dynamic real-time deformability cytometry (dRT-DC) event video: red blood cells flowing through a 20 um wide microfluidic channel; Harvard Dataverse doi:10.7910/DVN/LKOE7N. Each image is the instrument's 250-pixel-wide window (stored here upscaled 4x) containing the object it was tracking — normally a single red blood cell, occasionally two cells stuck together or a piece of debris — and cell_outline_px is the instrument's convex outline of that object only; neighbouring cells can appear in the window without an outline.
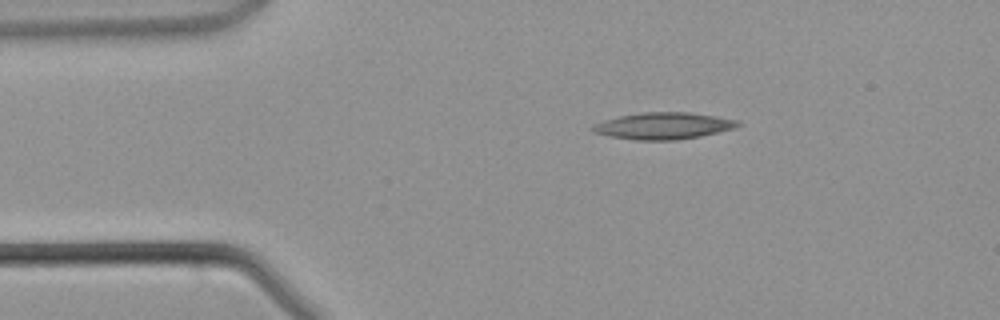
{"species": "common noctule bat (a hibernating species)", "species_latin": "Nyctalus noctula", "temperature_condition": "warm", "stored_images_in_passage": 37, "camera_frame_rate_fps": 3000, "um_per_image_px": 0.085, "animal": {"sex": "male", "body_mass_g": 21.5, "forearm_length_mm": 52.0}, "frame": {"image": 1, "passage_image": 1, "time_ms": 0.0, "image_size_px": [1000, 320], "cell_outline_px": [[740, 124], [736, 128], [700, 136], [676, 140], [636, 140], [608, 136], [592, 132], [592, 124], [604, 120], [620, 116], [644, 112], [688, 112], [716, 116], [740, 120]], "centroid_in_image_um": [56.39, 10.7], "position_along_channel_um": 28.6, "area_um2": 22.66}}
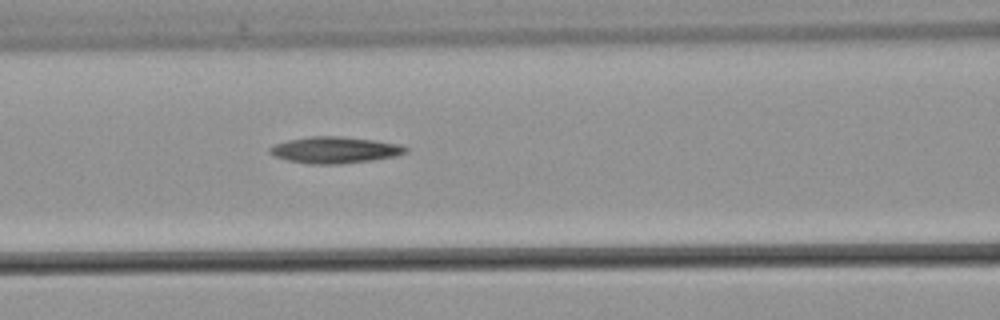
{"frame": {"image": 2, "passage_image": 11, "time_ms": 3.333, "image_size_px": [1000, 320], "cell_outline_px": [[408, 148], [404, 152], [396, 156], [340, 164], [308, 164], [288, 160], [276, 156], [268, 152], [268, 148], [276, 144], [288, 140], [308, 136], [340, 136], [376, 140], [396, 144]], "centroid_in_image_um": [28.41, 12.74], "position_along_channel_um": 138.2, "area_um2": 20.69}}
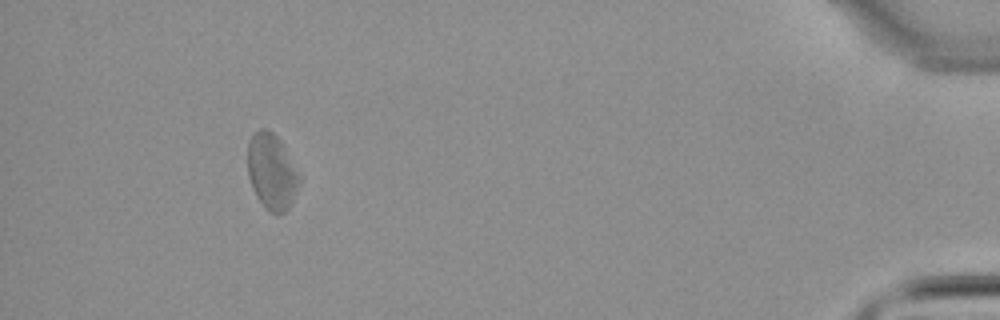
{"frame": {"image": 3, "passage_image": 34, "time_ms": 11.0, "image_size_px": [1000, 320], "cell_outline_px": [[300, 184], [288, 208], [284, 212], [272, 212], [256, 196], [252, 188], [248, 176], [248, 144], [252, 136], [260, 128], [268, 128], [280, 140], [300, 172]], "centroid_in_image_um": [23.11, 14.55], "position_along_channel_um": 412.1, "area_um2": 22.6}}